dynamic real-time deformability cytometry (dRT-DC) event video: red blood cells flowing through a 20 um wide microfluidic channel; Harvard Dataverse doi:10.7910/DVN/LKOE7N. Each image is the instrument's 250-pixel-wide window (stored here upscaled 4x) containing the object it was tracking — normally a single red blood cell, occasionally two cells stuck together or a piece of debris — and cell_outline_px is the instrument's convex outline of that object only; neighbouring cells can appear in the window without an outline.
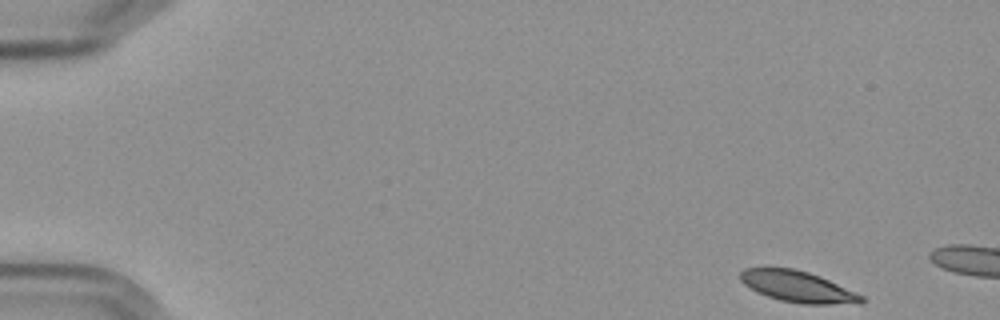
{"species": "Egyptian fruit bat (a non-hibernating species)", "species_latin": "Rousettus aegyptiacus", "temperature_condition": "cold", "stored_images_in_passage": 3, "camera_frame_rate_fps": 3000, "um_per_image_px": 0.085, "frame": {"image": 1, "passage_image": 1, "time_ms": 0.0, "image_size_px": [1000, 320], "cell_outline_px": [[864, 300], [860, 304], [800, 304], [780, 300], [756, 292], [744, 284], [740, 280], [740, 272], [744, 268], [796, 268], [820, 276], [864, 296]], "centroid_in_image_um": [67.81, 24.37], "position_along_channel_um": 17.2, "area_um2": 22.02}}